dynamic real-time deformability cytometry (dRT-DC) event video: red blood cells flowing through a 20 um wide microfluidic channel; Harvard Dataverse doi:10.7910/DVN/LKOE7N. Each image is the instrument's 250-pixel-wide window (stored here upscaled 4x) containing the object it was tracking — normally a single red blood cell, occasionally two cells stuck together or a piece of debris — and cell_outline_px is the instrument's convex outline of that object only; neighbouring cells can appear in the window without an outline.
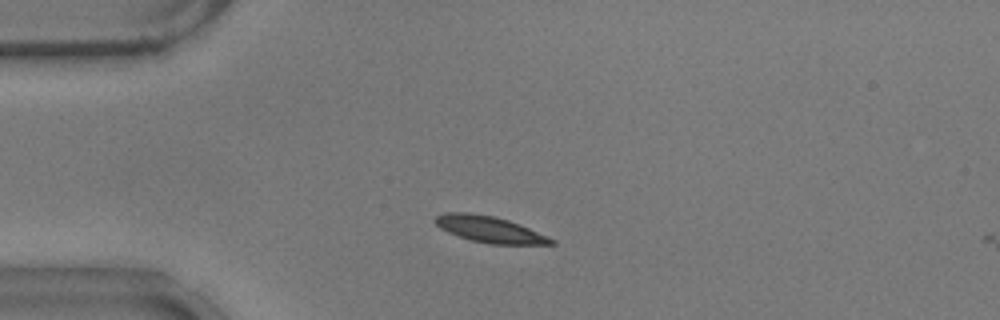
{"species": "common noctule bat (a hibernating species)", "species_latin": "Nyctalus noctula", "temperature_condition": "warm", "stored_images_in_passage": 10, "camera_frame_rate_fps": 3000, "um_per_image_px": 0.085, "animal": {"sex": "male", "body_mass_g": 17.9}, "frame": {"image": 1, "passage_image": 8, "time_ms": 2.333, "image_size_px": [1000, 320], "cell_outline_px": [[556, 244], [488, 244], [472, 240], [448, 232], [440, 228], [432, 220], [436, 216], [444, 212], [468, 212], [496, 216], [520, 224], [548, 236], [556, 240]], "centroid_in_image_um": [41.61, 19.48], "position_along_channel_um": 43.4, "area_um2": 17.86}}